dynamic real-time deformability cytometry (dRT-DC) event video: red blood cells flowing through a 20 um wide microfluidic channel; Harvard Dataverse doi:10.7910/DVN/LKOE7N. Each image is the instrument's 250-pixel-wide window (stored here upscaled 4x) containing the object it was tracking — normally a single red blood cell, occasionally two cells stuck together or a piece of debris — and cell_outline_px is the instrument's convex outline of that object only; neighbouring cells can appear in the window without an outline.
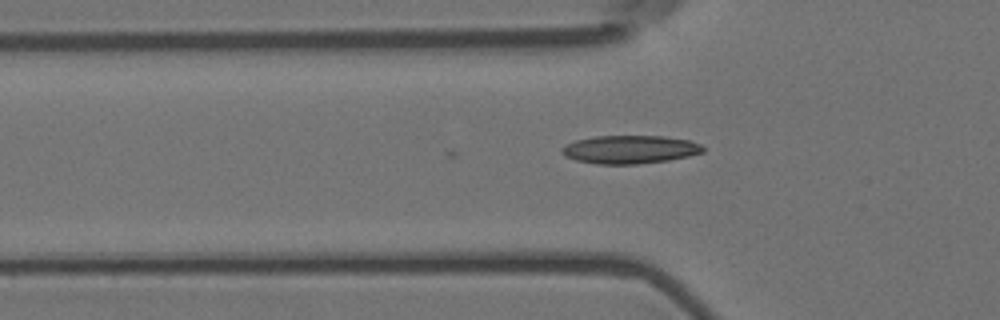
{"species": "Egyptian fruit bat (a non-hibernating species)", "species_latin": "Rousettus aegyptiacus", "temperature_condition": "room temperature", "stored_images_in_passage": 2, "camera_frame_rate_fps": 3000, "um_per_image_px": 0.085, "animal": {"sex": "female"}, "frame": {"image": 1, "passage_image": 2, "time_ms": 0.333, "image_size_px": [1000, 320], "cell_outline_px": [[704, 152], [688, 156], [668, 160], [636, 164], [596, 164], [576, 160], [564, 156], [560, 152], [560, 148], [564, 144], [576, 140], [596, 136], [664, 136], [688, 140], [700, 144], [704, 148]], "centroid_in_image_um": [53.49, 12.7], "position_along_channel_um": 72.3, "area_um2": 23.29}}